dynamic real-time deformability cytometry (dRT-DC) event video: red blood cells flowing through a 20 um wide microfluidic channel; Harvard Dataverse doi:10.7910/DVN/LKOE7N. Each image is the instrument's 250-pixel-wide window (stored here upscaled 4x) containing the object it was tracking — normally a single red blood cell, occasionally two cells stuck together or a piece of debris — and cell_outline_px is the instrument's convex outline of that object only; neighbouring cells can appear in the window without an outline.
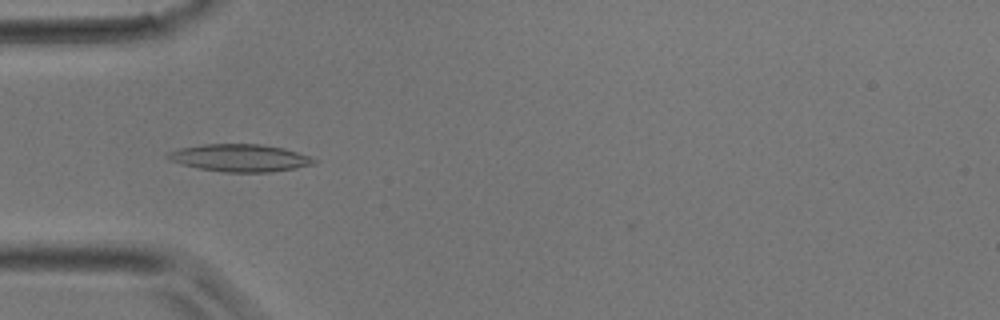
{"species": "common noctule bat (a hibernating species)", "species_latin": "Nyctalus noctula", "temperature_condition": "room temperature", "stored_images_in_passage": 37, "camera_frame_rate_fps": 3000, "um_per_image_px": 0.085, "animal": {"sex": "male", "body_mass_g": 17.9}, "frame": {"image": 1, "passage_image": 10, "time_ms": 3.0, "image_size_px": [1000, 320], "cell_outline_px": [[316, 160], [312, 164], [296, 168], [272, 172], [224, 172], [200, 168], [180, 164], [168, 160], [164, 156], [168, 152], [180, 148], [204, 144], [260, 144], [284, 148], [308, 156]], "centroid_in_image_um": [20.34, 13.42], "position_along_channel_um": 64.7, "area_um2": 23.24}}
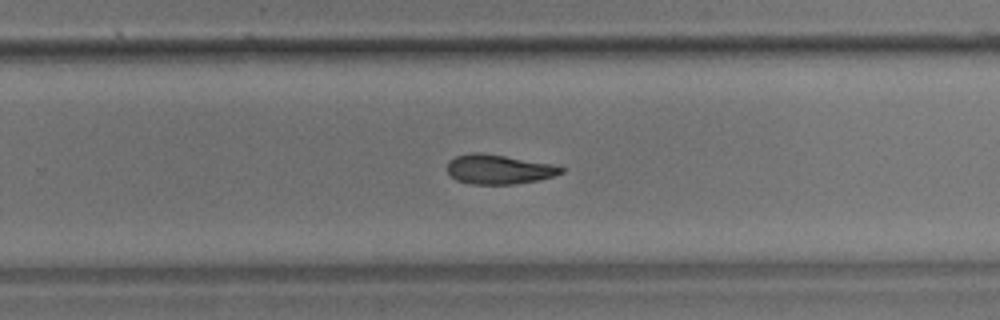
{"frame": {"image": 2, "passage_image": 23, "time_ms": 7.333, "image_size_px": [1000, 320], "cell_outline_px": [[564, 172], [552, 176], [536, 180], [516, 184], [472, 184], [456, 180], [448, 172], [448, 160], [456, 156], [472, 152], [480, 152], [552, 164], [564, 168]], "centroid_in_image_um": [42.37, 14.39], "position_along_channel_um": 287.4, "area_um2": 19.36}}
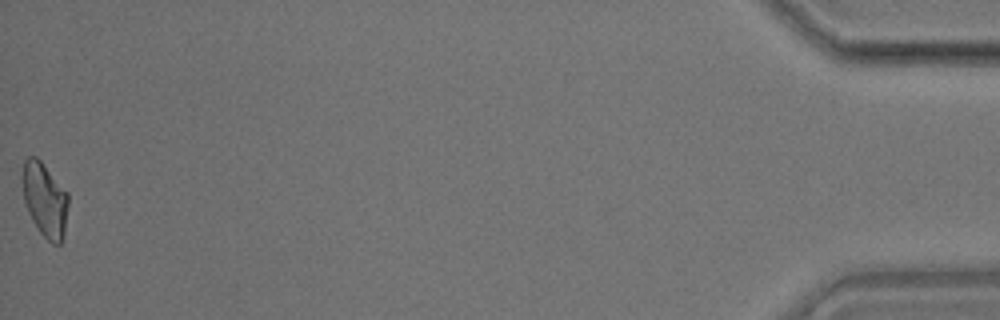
{"frame": {"image": 3, "passage_image": 37, "time_ms": 12.0, "image_size_px": [1000, 320], "cell_outline_px": [[68, 204], [64, 236], [60, 244], [52, 244], [40, 232], [32, 220], [24, 204], [20, 176], [24, 160], [28, 156], [36, 156], [40, 160], [68, 192]], "centroid_in_image_um": [3.78, 16.95], "position_along_channel_um": 431.4, "area_um2": 20.23}}